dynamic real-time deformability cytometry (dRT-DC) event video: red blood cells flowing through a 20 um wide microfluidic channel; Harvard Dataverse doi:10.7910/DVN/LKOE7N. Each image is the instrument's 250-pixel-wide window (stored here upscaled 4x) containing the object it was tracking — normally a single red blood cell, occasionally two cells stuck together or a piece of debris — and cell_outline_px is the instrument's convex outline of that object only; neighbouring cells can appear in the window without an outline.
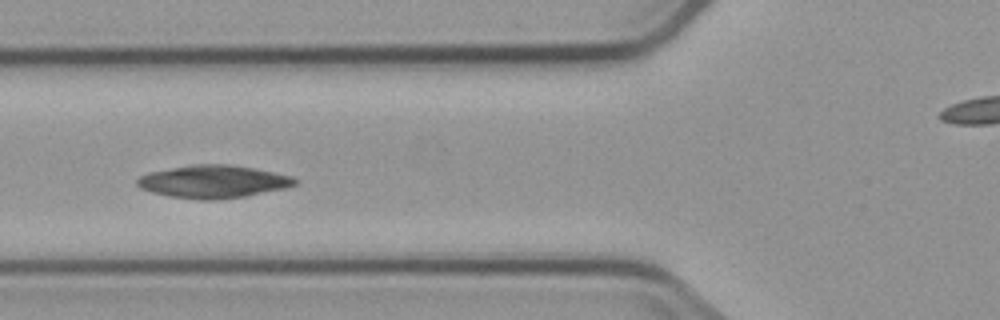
{"species": "common noctule bat (a hibernating species)", "species_latin": "Nyctalus noctula", "temperature_condition": "cold", "stored_images_in_passage": 6, "camera_frame_rate_fps": 3000, "um_per_image_px": 0.085, "animal": {"sex": "male", "body_mass_g": 23.1, "forearm_length_mm": 52.7}, "frame": {"image": 1, "passage_image": 2, "time_ms": 1.0, "image_size_px": [1000, 320], "cell_outline_px": [[300, 180], [296, 184], [288, 188], [248, 196], [212, 200], [200, 200], [168, 196], [152, 192], [140, 188], [136, 184], [136, 180], [140, 176], [148, 172], [192, 164], [228, 164], [252, 168], [292, 176]], "centroid_in_image_um": [18.14, 15.44], "position_along_channel_um": 107.7, "area_um2": 30.35}}
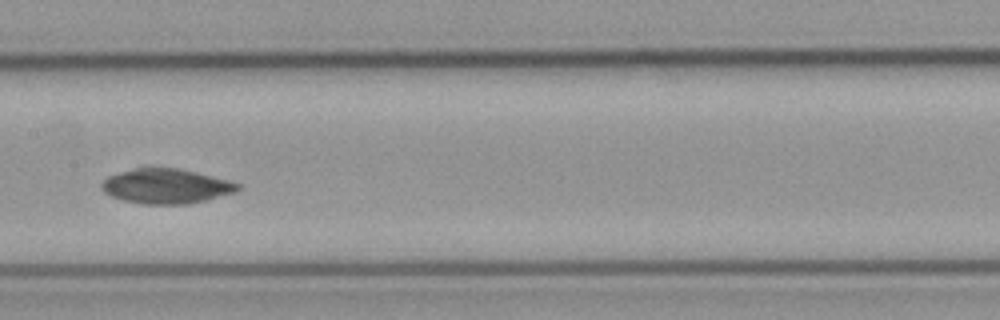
{"frame": {"image": 2, "passage_image": 4, "time_ms": 3.333, "image_size_px": [1000, 320], "cell_outline_px": [[240, 188], [236, 192], [208, 200], [188, 204], [144, 204], [124, 200], [112, 196], [104, 192], [100, 188], [100, 184], [108, 176], [120, 172], [136, 168], [176, 168], [228, 180], [240, 184]], "centroid_in_image_um": [14.12, 15.84], "position_along_channel_um": 193.3, "area_um2": 27.4}}
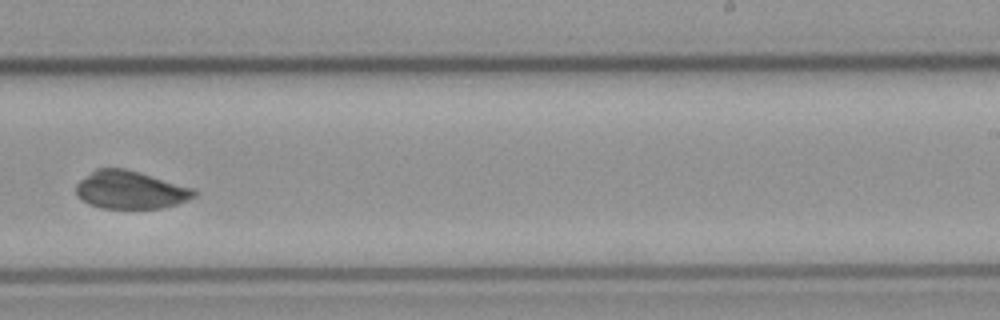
{"frame": {"image": 3, "passage_image": 6, "time_ms": 5.667, "image_size_px": [1000, 320], "cell_outline_px": [[200, 192], [196, 196], [180, 204], [160, 208], [100, 208], [88, 204], [80, 200], [76, 196], [76, 184], [80, 180], [96, 168], [124, 168], [140, 172], [196, 188]], "centroid_in_image_um": [11.12, 16.14], "position_along_channel_um": 277.9, "area_um2": 26.59}}